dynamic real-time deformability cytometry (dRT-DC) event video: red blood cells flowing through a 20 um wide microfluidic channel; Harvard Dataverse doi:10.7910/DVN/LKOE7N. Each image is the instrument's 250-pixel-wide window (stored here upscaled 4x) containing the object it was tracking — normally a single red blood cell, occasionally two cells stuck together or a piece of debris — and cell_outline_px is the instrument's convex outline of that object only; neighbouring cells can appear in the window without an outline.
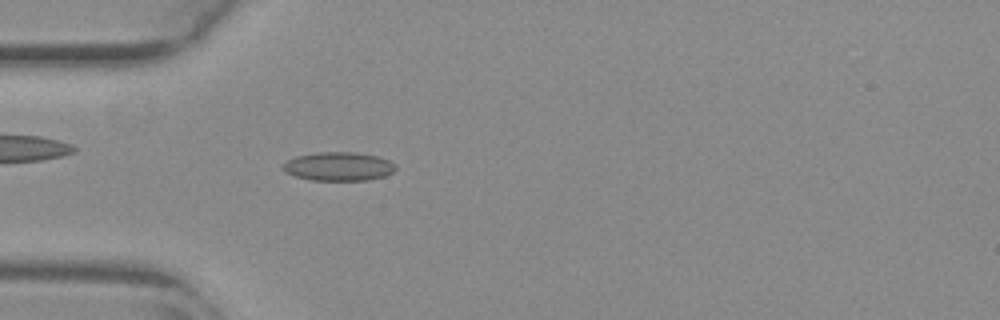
{"species": "common noctule bat (a hibernating species)", "species_latin": "Nyctalus noctula", "temperature_condition": "warm", "stored_images_in_passage": 43, "camera_frame_rate_fps": 3000, "um_per_image_px": 0.085, "animal": {"sex": "female", "body_mass_g": 29.2, "forearm_length_mm": 56.3}, "frame": {"image": 1, "passage_image": 6, "time_ms": 1.667, "image_size_px": [1000, 320], "cell_outline_px": [[396, 168], [392, 172], [384, 176], [368, 180], [312, 180], [296, 176], [284, 172], [284, 164], [288, 160], [296, 156], [316, 152], [352, 152], [380, 156], [388, 160]], "centroid_in_image_um": [28.78, 14.14], "position_along_channel_um": 56.2, "area_um2": 18.67}}
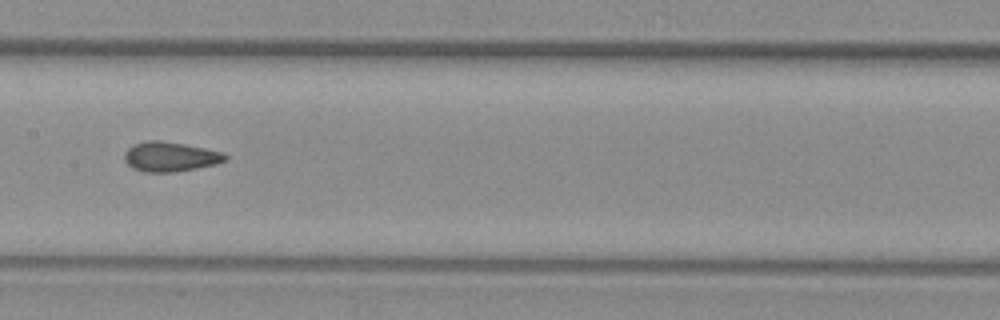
{"frame": {"image": 2, "passage_image": 17, "time_ms": 5.333, "image_size_px": [1000, 320], "cell_outline_px": [[228, 160], [216, 164], [172, 172], [144, 172], [132, 168], [124, 160], [124, 152], [132, 144], [144, 140], [160, 140], [184, 144], [224, 152], [228, 156]], "centroid_in_image_um": [14.45, 13.3], "position_along_channel_um": 193.0, "area_um2": 17.57}}
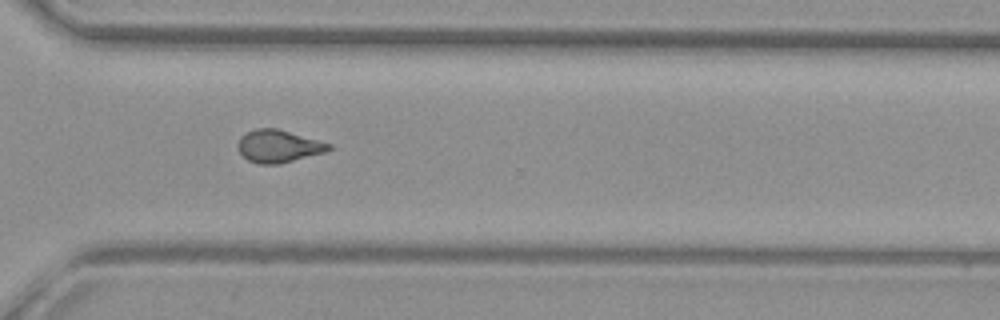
{"frame": {"image": 3, "passage_image": 29, "time_ms": 9.333, "image_size_px": [1000, 320], "cell_outline_px": [[332, 148], [324, 152], [280, 164], [260, 164], [248, 160], [240, 152], [236, 144], [240, 136], [256, 128], [276, 128], [332, 144]], "centroid_in_image_um": [23.65, 12.42], "position_along_channel_um": 347.0, "area_um2": 17.11}, "authors_computed_cell_mechanics": {"area_um2": 17.1088, "velocity_mm_per_s": 3.8604, "shape_relaxation_time_tau1_ms": null, "shape_relaxation_time_tau2_ms": 1.2703, "deformation_change_tau1": null, "deformation_change_tau2": 0.0807}}